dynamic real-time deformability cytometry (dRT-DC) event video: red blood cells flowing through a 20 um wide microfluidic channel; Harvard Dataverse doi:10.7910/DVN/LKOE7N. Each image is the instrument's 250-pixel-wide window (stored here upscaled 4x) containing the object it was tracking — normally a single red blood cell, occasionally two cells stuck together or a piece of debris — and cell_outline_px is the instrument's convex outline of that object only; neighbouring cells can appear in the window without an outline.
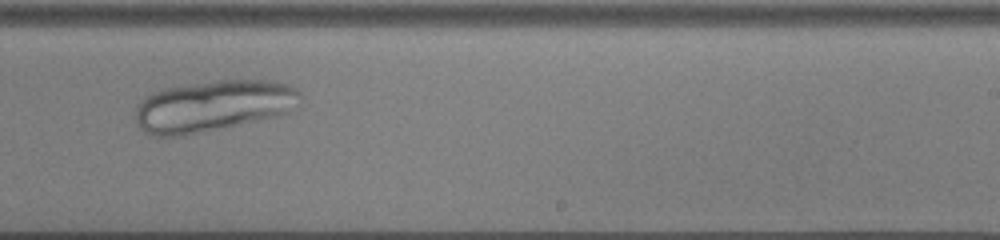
{"species": "common noctule bat (a hibernating species)", "species_latin": "Nyctalus noctula", "temperature_condition": "cold", "stored_images_in_passage": 45, "camera_frame_rate_fps": 3000, "um_per_image_px": 0.085, "animal": {"sex": "male", "body_mass_g": 13.0, "forearm_length_mm": 53.1}, "frame": {"image": 1, "passage_image": 26, "time_ms": 8.333, "image_size_px": [1000, 240], "cell_outline_px": [[300, 96], [292, 112], [276, 116], [184, 136], [148, 136], [140, 128], [136, 120], [136, 108], [140, 100], [152, 92], [164, 88], [220, 80], [272, 80], [288, 84], [296, 88], [300, 92]], "centroid_in_image_um": [18.1, 9.01], "position_along_channel_um": 270.9, "area_um2": 49.3}}